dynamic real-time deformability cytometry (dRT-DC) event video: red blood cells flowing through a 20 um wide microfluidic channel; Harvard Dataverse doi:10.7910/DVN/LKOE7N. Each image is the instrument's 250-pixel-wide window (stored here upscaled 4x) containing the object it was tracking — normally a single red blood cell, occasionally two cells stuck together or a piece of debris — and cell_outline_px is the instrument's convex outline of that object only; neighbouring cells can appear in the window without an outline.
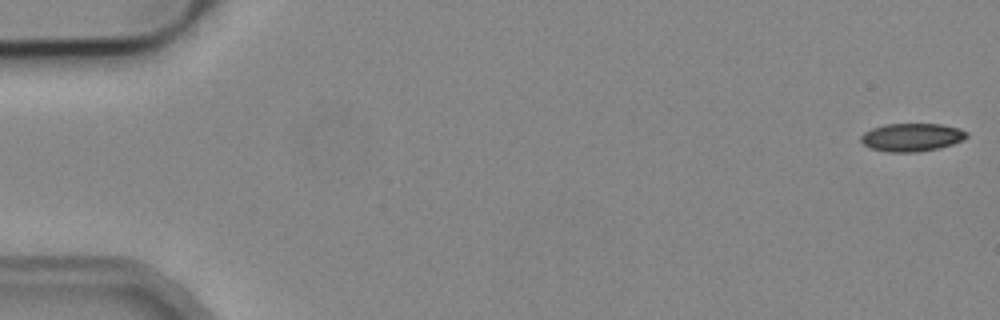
{"species": "common noctule bat (a hibernating species)", "species_latin": "Nyctalus noctula", "temperature_condition": "cold", "stored_images_in_passage": 54, "camera_frame_rate_fps": 3000, "um_per_image_px": 0.085, "animal": {"sex": "male", "body_mass_g": 19.2, "forearm_length_mm": 51.8}, "frame": {"image": 1, "passage_image": 1, "time_ms": 0.0, "image_size_px": [1000, 320], "cell_outline_px": [[968, 136], [964, 140], [940, 148], [916, 152], [884, 152], [868, 148], [860, 140], [860, 136], [864, 132], [872, 128], [884, 124], [940, 124], [960, 128], [968, 132]], "centroid_in_image_um": [77.49, 11.67], "position_along_channel_um": 7.5, "area_um2": 17.57}}
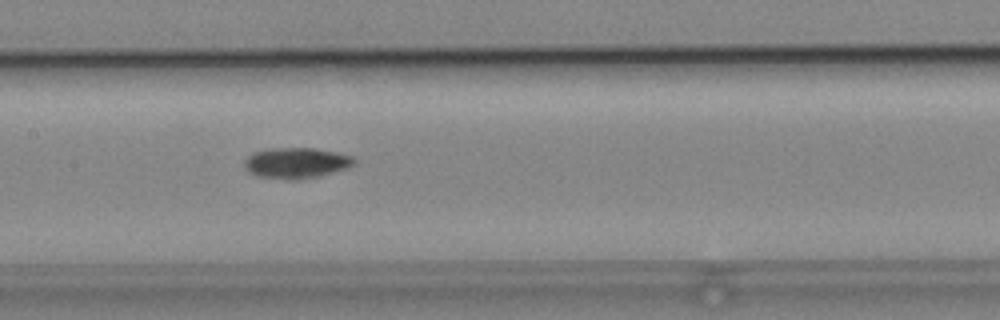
{"frame": {"image": 2, "passage_image": 26, "time_ms": 8.333, "image_size_px": [1000, 320], "cell_outline_px": [[356, 164], [348, 168], [316, 176], [292, 180], [256, 176], [248, 172], [244, 168], [244, 160], [252, 152], [268, 148], [316, 148], [340, 152], [352, 156], [356, 160]], "centroid_in_image_um": [25.17, 13.83], "position_along_channel_um": 182.2, "area_um2": 19.88}}
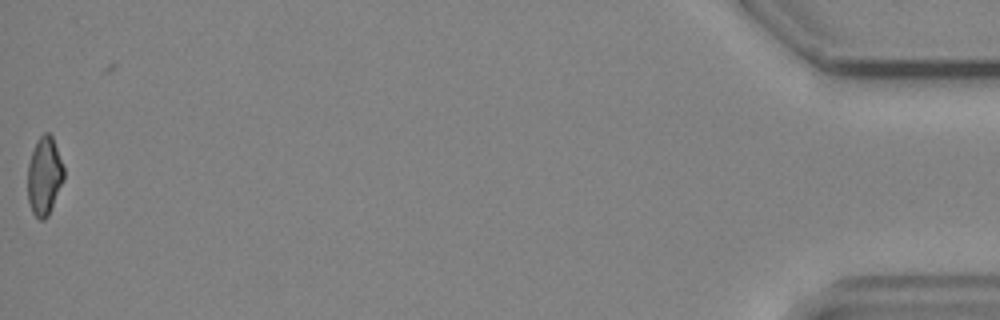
{"frame": {"image": 3, "passage_image": 53, "time_ms": 17.333, "image_size_px": [1000, 320], "cell_outline_px": [[64, 180], [48, 216], [44, 220], [40, 220], [32, 212], [28, 200], [28, 164], [36, 140], [44, 132], [48, 132], [52, 136], [64, 168]], "centroid_in_image_um": [3.77, 14.96], "position_along_channel_um": 431.4, "area_um2": 16.47}, "authors_computed_cell_mechanics": {"area_um2": 17.918, "velocity_mm_per_s": 3.8961, "shape_relaxation_time_tau1_ms": null, "shape_relaxation_time_tau2_ms": 7.0532, "deformation_change_tau1": null, "deformation_change_tau2": 0.1378}}